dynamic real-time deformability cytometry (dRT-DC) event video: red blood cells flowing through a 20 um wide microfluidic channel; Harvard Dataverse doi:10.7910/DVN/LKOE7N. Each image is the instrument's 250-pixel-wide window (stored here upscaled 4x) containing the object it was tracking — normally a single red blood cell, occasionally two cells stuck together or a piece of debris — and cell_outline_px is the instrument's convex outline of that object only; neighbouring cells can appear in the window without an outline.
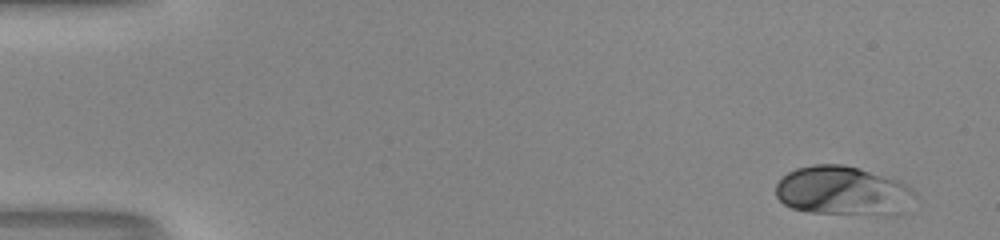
{"species": "human", "species_latin": "Homo sapiens", "temperature_condition": "room temperature", "stored_images_in_passage": 49, "camera_frame_rate_fps": 3000, "um_per_image_px": 0.085, "donor": {"sex": "male"}, "frame": {"image": 1, "passage_image": 1, "time_ms": 0.0, "image_size_px": [1000, 240], "cell_outline_px": [[920, 196], [904, 212], [884, 216], [808, 212], [792, 208], [784, 204], [776, 196], [776, 184], [788, 172], [796, 168], [816, 164], [840, 164], [856, 168], [900, 180], [912, 188]], "centroid_in_image_um": [71.73, 16.25], "position_along_channel_um": 13.3, "area_um2": 40.52}}
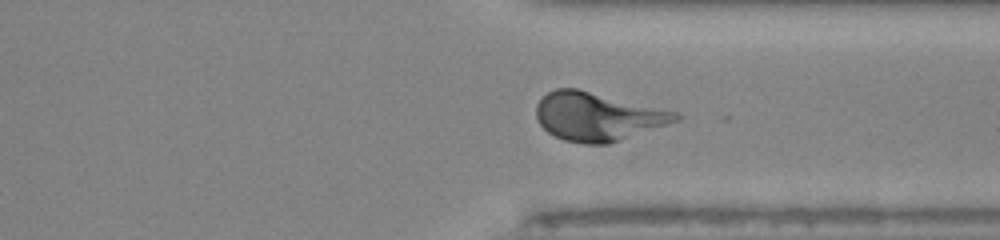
{"frame": {"image": 2, "passage_image": 37, "time_ms": 12.0, "image_size_px": [1000, 240], "cell_outline_px": [[680, 120], [608, 144], [584, 144], [564, 140], [548, 132], [540, 124], [536, 116], [536, 104], [548, 92], [556, 88], [576, 88], [680, 112]], "centroid_in_image_um": [50.81, 9.9], "position_along_channel_um": 360.6, "area_um2": 39.19}}
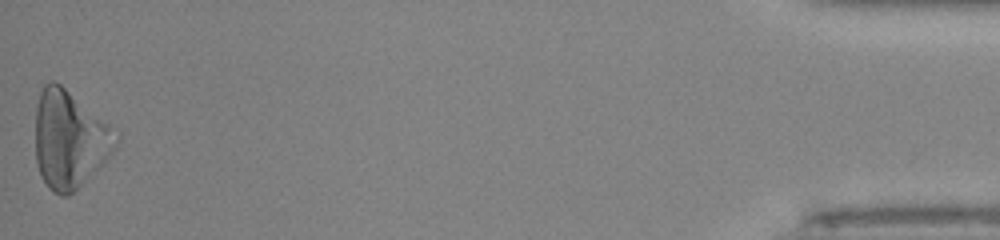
{"frame": {"image": 3, "passage_image": 49, "time_ms": 16.0, "image_size_px": [1000, 240], "cell_outline_px": [[120, 140], [112, 152], [68, 196], [60, 196], [52, 192], [48, 188], [40, 176], [36, 164], [36, 108], [40, 92], [44, 84], [52, 80], [60, 84], [120, 132]], "centroid_in_image_um": [5.9, 11.84], "position_along_channel_um": 429.3, "area_um2": 45.49}}